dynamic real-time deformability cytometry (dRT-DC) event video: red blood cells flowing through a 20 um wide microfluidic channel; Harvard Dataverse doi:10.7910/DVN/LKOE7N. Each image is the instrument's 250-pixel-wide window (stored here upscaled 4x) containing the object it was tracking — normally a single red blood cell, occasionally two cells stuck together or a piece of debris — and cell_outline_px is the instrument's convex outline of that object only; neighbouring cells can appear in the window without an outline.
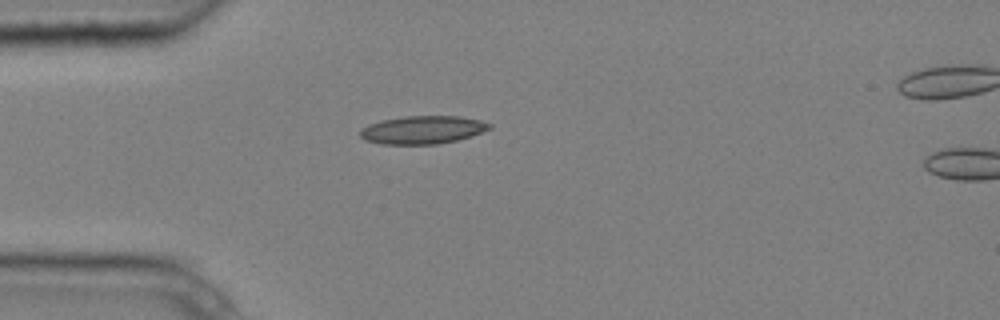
{"species": "common noctule bat (a hibernating species)", "species_latin": "Nyctalus noctula", "temperature_condition": "cold", "stored_images_in_passage": 2, "camera_frame_rate_fps": 3000, "um_per_image_px": 0.085, "animal": {"sex": "male", "body_mass_g": 20.4}, "frame": {"image": 1, "passage_image": 1, "time_ms": 0.0, "image_size_px": [1000, 320], "cell_outline_px": [[492, 128], [472, 136], [456, 140], [436, 144], [380, 144], [364, 140], [360, 136], [360, 128], [368, 124], [380, 120], [404, 116], [460, 116], [480, 120], [492, 124]], "centroid_in_image_um": [35.9, 11.03], "position_along_channel_um": 49.1, "area_um2": 21.33}}